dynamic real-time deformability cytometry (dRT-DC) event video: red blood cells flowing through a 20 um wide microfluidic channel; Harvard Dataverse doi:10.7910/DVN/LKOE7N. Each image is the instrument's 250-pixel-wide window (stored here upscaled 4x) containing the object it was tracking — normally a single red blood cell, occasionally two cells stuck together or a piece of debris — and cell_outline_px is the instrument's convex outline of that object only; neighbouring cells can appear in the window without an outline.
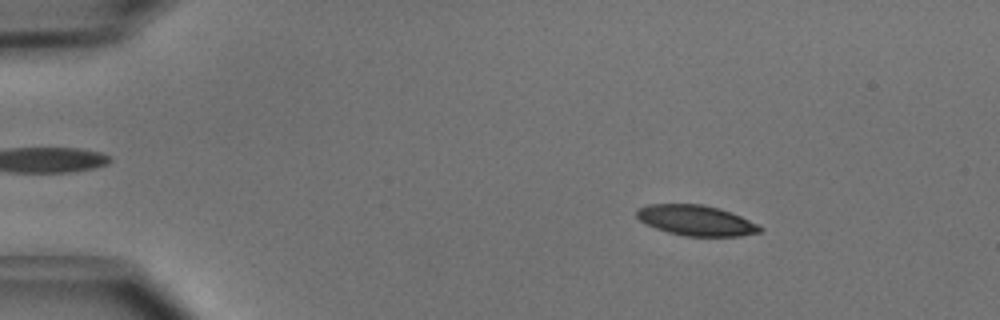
{"species": "common noctule bat (a hibernating species)", "species_latin": "Nyctalus noctula", "temperature_condition": "cold", "stored_images_in_passage": 43, "camera_frame_rate_fps": 3000, "um_per_image_px": 0.085, "animal": {"sex": "male", "body_mass_g": 15.6}, "frame": {"image": 1, "passage_image": 1, "time_ms": 0.0, "image_size_px": [1000, 320], "cell_outline_px": [[764, 228], [760, 232], [740, 236], [684, 236], [668, 232], [656, 228], [640, 220], [636, 216], [636, 208], [648, 204], [704, 204], [720, 208], [740, 216]], "centroid_in_image_um": [59.15, 18.73], "position_along_channel_um": 25.9, "area_um2": 21.79}}
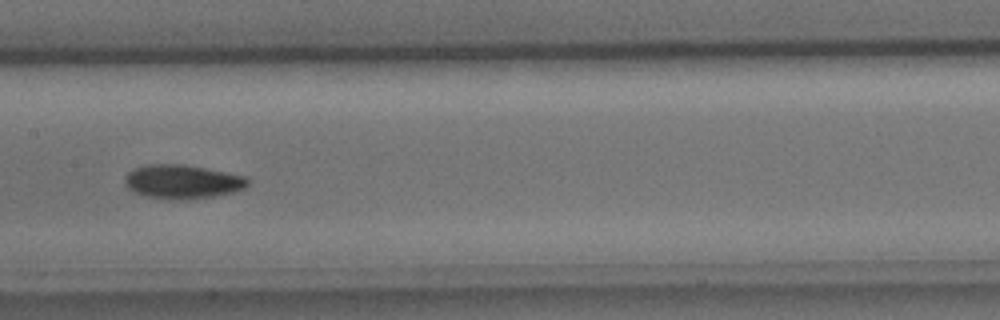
{"frame": {"image": 2, "passage_image": 19, "time_ms": 6.0, "image_size_px": [1000, 320], "cell_outline_px": [[248, 184], [244, 188], [232, 192], [216, 196], [176, 200], [148, 196], [136, 192], [128, 188], [124, 184], [124, 176], [128, 172], [136, 168], [148, 164], [184, 164], [248, 176]], "centroid_in_image_um": [15.51, 15.43], "position_along_channel_um": 191.9, "area_um2": 24.22}}
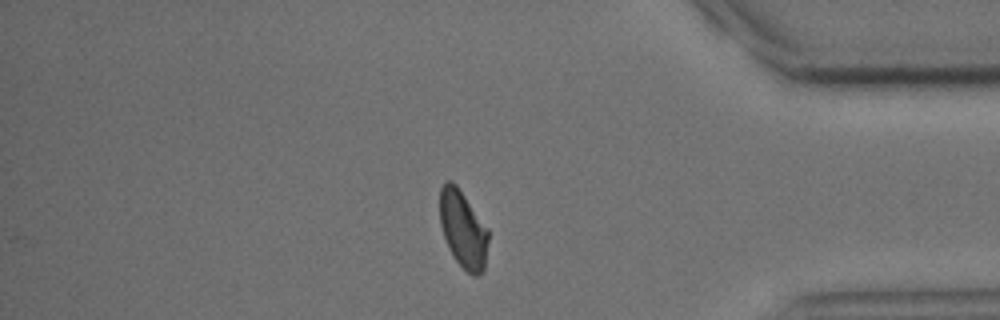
{"frame": {"image": 3, "passage_image": 36, "time_ms": 11.667, "image_size_px": [1000, 320], "cell_outline_px": [[488, 240], [484, 268], [476, 276], [472, 276], [452, 256], [448, 248], [440, 224], [440, 188], [448, 180], [452, 180], [456, 184], [488, 228]], "centroid_in_image_um": [39.35, 19.47], "position_along_channel_um": 395.9, "area_um2": 21.68}, "authors_computed_cell_mechanics": {"area_um2": 22.9466, "velocity_mm_per_s": 4.0227, "shape_relaxation_time_tau1_ms": 3.2622, "shape_relaxation_time_tau2_ms": 9.5795, "deformation_change_tau1": 0.1196, "deformation_change_tau2": 0.1534}}